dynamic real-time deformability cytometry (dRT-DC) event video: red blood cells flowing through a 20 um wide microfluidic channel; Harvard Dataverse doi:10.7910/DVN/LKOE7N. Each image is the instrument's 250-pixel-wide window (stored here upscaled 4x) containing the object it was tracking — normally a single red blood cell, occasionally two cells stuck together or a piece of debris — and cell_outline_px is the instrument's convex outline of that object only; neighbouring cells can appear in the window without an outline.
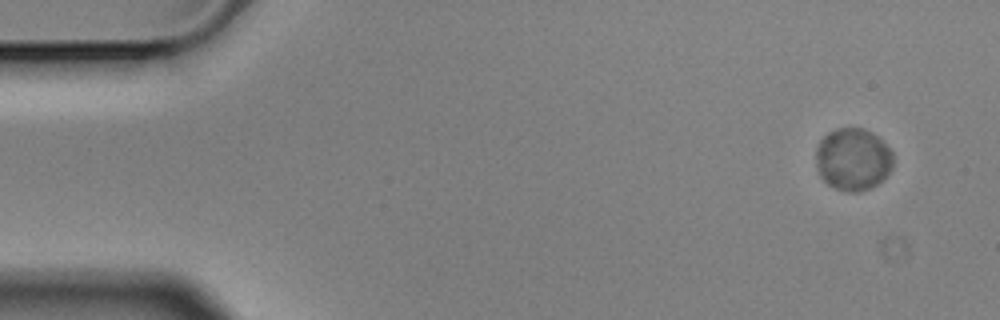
{"species": "Egyptian fruit bat (a non-hibernating species)", "species_latin": "Rousettus aegyptiacus", "temperature_condition": "cold", "stored_images_in_passage": 6, "camera_frame_rate_fps": 3000, "um_per_image_px": 0.085, "animal": {"sex": "male"}, "frame": {"image": 1, "passage_image": 1, "time_ms": 0.0, "image_size_px": [1000, 320], "cell_outline_px": [[892, 168], [876, 184], [868, 188], [856, 192], [848, 192], [836, 188], [828, 184], [820, 176], [816, 164], [816, 148], [820, 140], [828, 132], [836, 128], [860, 128], [876, 136], [892, 152]], "centroid_in_image_um": [72.45, 13.54], "position_along_channel_um": 12.5, "area_um2": 27.57}}
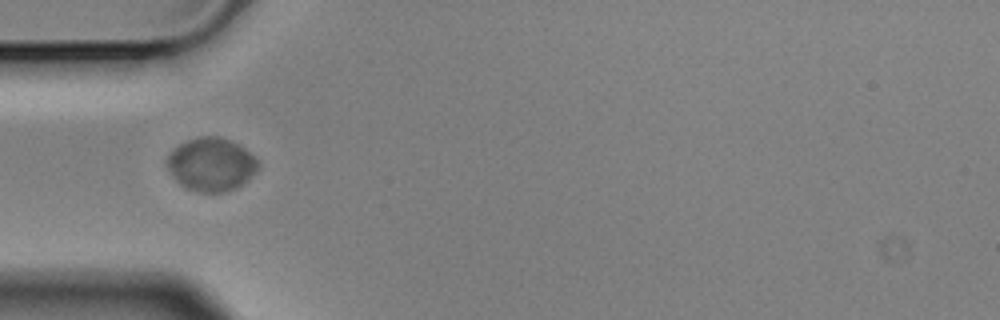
{"frame": {"image": 2, "passage_image": 5, "time_ms": 1.333, "image_size_px": [1000, 320], "cell_outline_px": [[260, 164], [240, 184], [224, 192], [200, 192], [188, 188], [180, 184], [176, 180], [164, 164], [164, 160], [180, 144], [188, 140], [200, 136], [216, 136], [228, 140], [244, 148]], "centroid_in_image_um": [17.87, 13.96], "position_along_channel_um": 67.1, "area_um2": 27.46}}
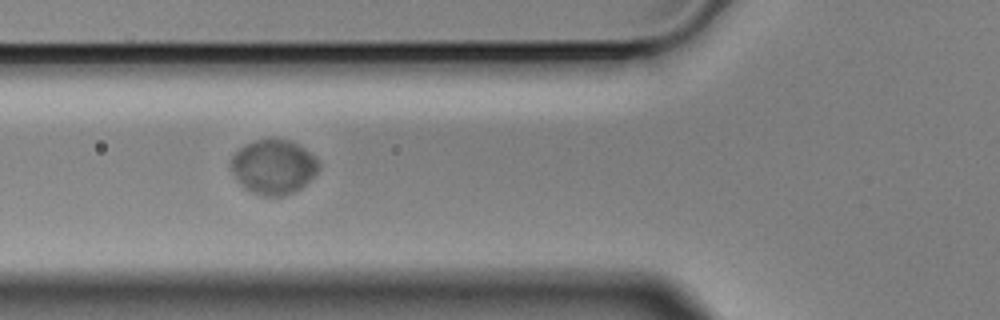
{"frame": {"image": 3, "passage_image": 6, "time_ms": 1.667, "image_size_px": [1000, 320], "cell_outline_px": [[320, 168], [300, 188], [292, 192], [280, 196], [264, 196], [252, 192], [244, 188], [228, 164], [232, 156], [240, 148], [256, 140], [288, 140], [296, 144], [308, 152], [320, 164]], "centroid_in_image_um": [23.21, 14.2], "position_along_channel_um": 102.6, "area_um2": 27.17}}